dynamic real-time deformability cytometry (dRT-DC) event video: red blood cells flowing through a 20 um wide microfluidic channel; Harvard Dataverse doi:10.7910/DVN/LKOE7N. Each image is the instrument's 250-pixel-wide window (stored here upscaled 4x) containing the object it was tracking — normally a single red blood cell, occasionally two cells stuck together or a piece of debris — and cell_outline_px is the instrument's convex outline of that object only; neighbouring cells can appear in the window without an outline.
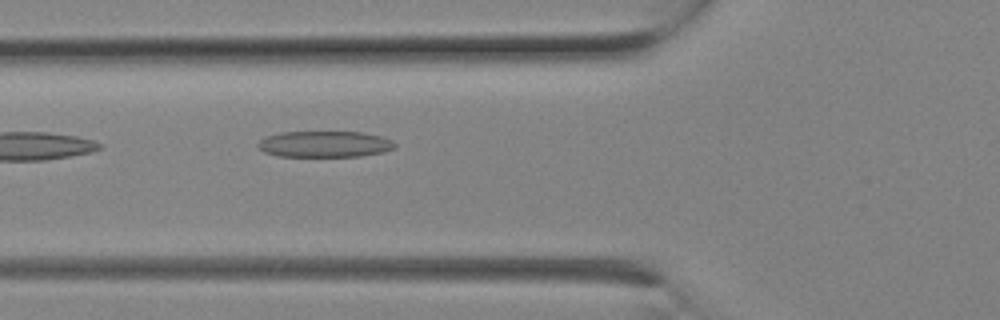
{"species": "Egyptian fruit bat (a non-hibernating species)", "species_latin": "Rousettus aegyptiacus", "temperature_condition": "room temperature", "stored_images_in_passage": 8, "camera_frame_rate_fps": 3000, "um_per_image_px": 0.085, "animal": {"sex": "female"}, "frame": {"image": 1, "passage_image": 8, "time_ms": 2.333, "image_size_px": [1000, 320], "cell_outline_px": [[396, 148], [384, 152], [360, 156], [280, 156], [264, 152], [256, 144], [260, 140], [268, 136], [280, 132], [360, 132], [380, 136], [392, 140], [396, 144]], "centroid_in_image_um": [27.62, 12.25], "position_along_channel_um": 98.2, "area_um2": 20.81}}